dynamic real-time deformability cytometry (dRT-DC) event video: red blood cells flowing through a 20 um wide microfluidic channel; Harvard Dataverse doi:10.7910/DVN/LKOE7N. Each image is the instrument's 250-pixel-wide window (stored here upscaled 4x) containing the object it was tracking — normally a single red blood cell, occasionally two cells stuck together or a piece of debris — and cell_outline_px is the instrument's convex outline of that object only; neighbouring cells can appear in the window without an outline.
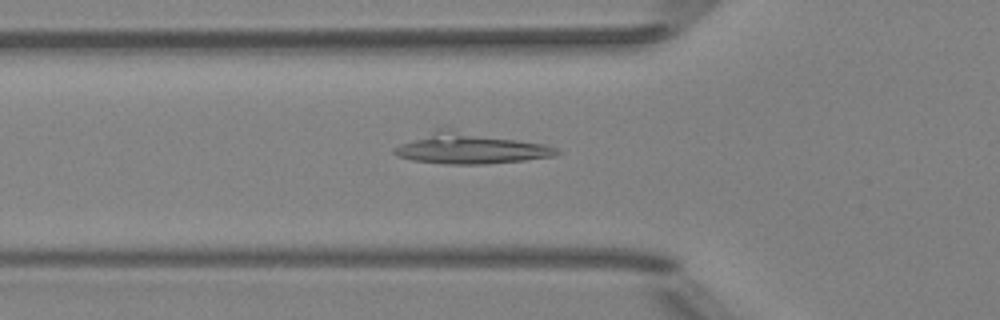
{"species": "Egyptian fruit bat (a non-hibernating species)", "species_latin": "Rousettus aegyptiacus", "temperature_condition": "room temperature", "stored_images_in_passage": 39, "camera_frame_rate_fps": 3000, "um_per_image_px": 0.085, "animal": {"sex": "female"}, "frame": {"image": 1, "passage_image": 17, "time_ms": 5.333, "image_size_px": [1000, 320], "cell_outline_px": [[564, 152], [556, 156], [524, 160], [484, 164], [444, 164], [412, 160], [396, 156], [392, 152], [392, 148], [400, 144], [440, 128], [448, 128], [544, 144], [556, 148]], "centroid_in_image_um": [39.97, 12.62], "position_along_channel_um": 85.8, "area_um2": 29.02}}
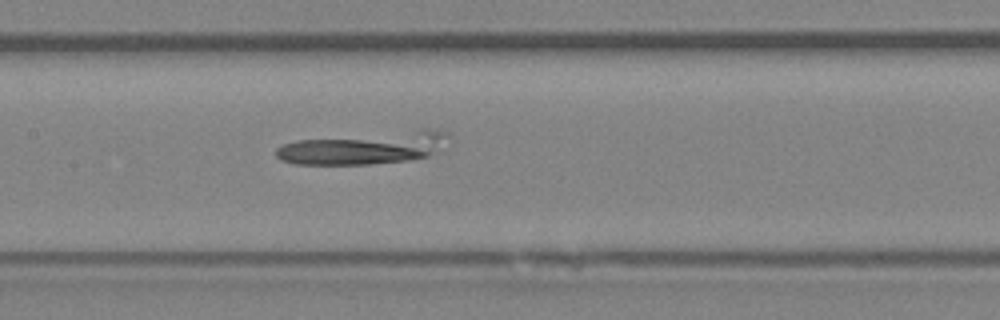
{"frame": {"image": 2, "passage_image": 24, "time_ms": 7.667, "image_size_px": [1000, 320], "cell_outline_px": [[452, 136], [428, 156], [408, 160], [368, 164], [296, 164], [280, 160], [276, 156], [276, 148], [284, 144], [296, 140], [420, 128], [428, 128], [448, 132]], "centroid_in_image_um": [30.96, 12.54], "position_along_channel_um": 176.4, "area_um2": 32.71}}
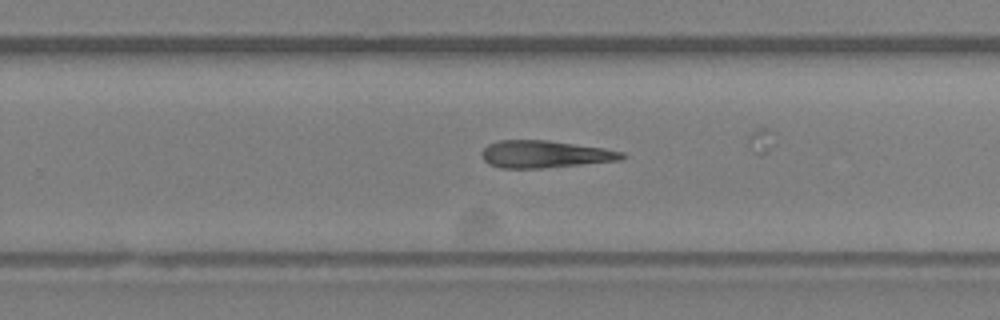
{"frame": {"image": 3, "passage_image": 32, "time_ms": 10.333, "image_size_px": [1000, 320], "cell_outline_px": [[628, 156], [620, 160], [540, 168], [500, 168], [488, 164], [484, 160], [480, 152], [488, 144], [500, 140], [548, 140], [604, 148], [624, 152]], "centroid_in_image_um": [46.3, 13.1], "position_along_channel_um": 283.5, "area_um2": 22.25}}